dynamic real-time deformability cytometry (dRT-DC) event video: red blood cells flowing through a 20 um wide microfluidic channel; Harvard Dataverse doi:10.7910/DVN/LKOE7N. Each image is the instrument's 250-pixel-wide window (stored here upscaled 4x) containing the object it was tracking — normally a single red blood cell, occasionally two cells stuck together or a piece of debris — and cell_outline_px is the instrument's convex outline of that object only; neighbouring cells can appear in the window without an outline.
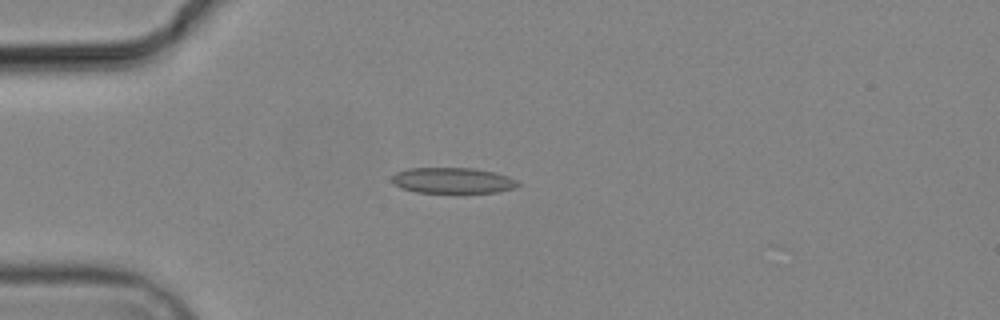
{"species": "common noctule bat (a hibernating species)", "species_latin": "Nyctalus noctula", "temperature_condition": "cold", "stored_images_in_passage": 4, "camera_frame_rate_fps": 3000, "um_per_image_px": 0.085, "animal": {"sex": "male", "body_mass_g": 19.2, "forearm_length_mm": 51.8}, "frame": {"image": 1, "passage_image": 2, "time_ms": 1.0, "image_size_px": [1000, 320], "cell_outline_px": [[520, 184], [516, 188], [496, 192], [416, 192], [400, 188], [392, 184], [392, 176], [396, 172], [408, 168], [472, 168], [496, 172], [508, 176], [516, 180]], "centroid_in_image_um": [38.46, 15.33], "position_along_channel_um": 46.5, "area_um2": 18.96}}
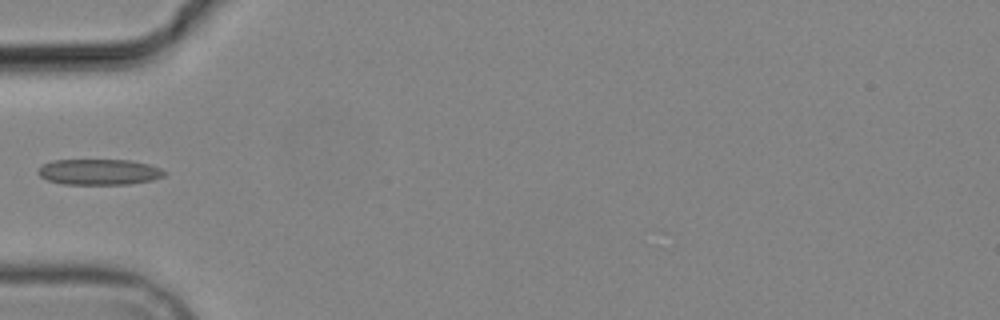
{"frame": {"image": 2, "passage_image": 3, "time_ms": 2.333, "image_size_px": [1000, 320], "cell_outline_px": [[168, 172], [164, 176], [152, 180], [128, 184], [64, 184], [48, 180], [40, 176], [36, 172], [44, 164], [52, 160], [132, 160], [148, 164], [160, 168]], "centroid_in_image_um": [8.45, 14.61], "position_along_channel_um": 76.6, "area_um2": 18.96}}
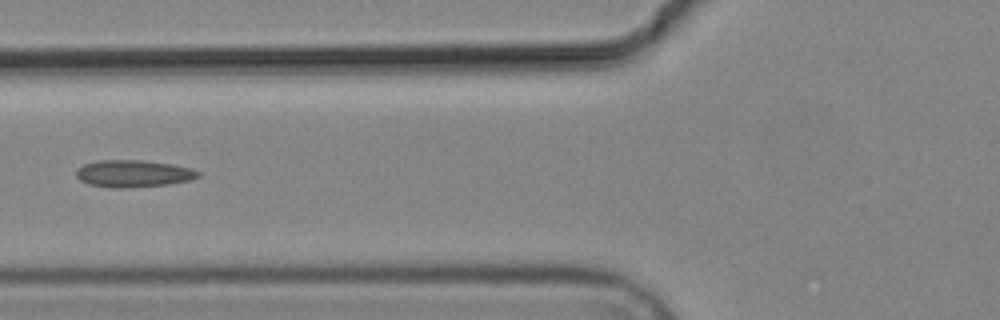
{"frame": {"image": 3, "passage_image": 4, "time_ms": 3.333, "image_size_px": [1000, 320], "cell_outline_px": [[200, 176], [188, 180], [168, 184], [88, 184], [80, 180], [76, 176], [76, 172], [84, 164], [96, 160], [144, 160], [172, 164], [192, 168], [200, 172]], "centroid_in_image_um": [11.39, 14.67], "position_along_channel_um": 114.4, "area_um2": 17.92}}